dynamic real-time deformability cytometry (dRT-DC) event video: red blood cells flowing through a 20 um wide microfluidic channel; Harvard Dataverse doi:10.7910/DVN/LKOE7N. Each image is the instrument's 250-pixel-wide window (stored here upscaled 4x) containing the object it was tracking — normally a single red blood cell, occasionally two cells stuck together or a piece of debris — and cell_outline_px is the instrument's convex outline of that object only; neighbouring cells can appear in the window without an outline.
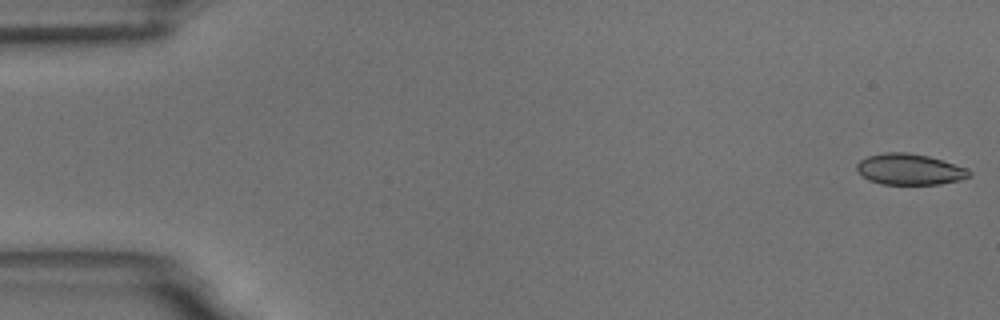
{"species": "common noctule bat (a hibernating species)", "species_latin": "Nyctalus noctula", "temperature_condition": "room temperature", "stored_images_in_passage": 56, "camera_frame_rate_fps": 3000, "um_per_image_px": 0.085, "animal": {"sex": "male", "body_mass_g": 18.8}, "frame": {"image": 1, "passage_image": 1, "time_ms": 0.0, "image_size_px": [1000, 320], "cell_outline_px": [[972, 176], [960, 180], [940, 184], [880, 184], [868, 180], [856, 168], [856, 164], [860, 160], [868, 156], [884, 152], [908, 152], [928, 156], [968, 168], [972, 172]], "centroid_in_image_um": [77.34, 14.39], "position_along_channel_um": 7.7, "area_um2": 20.4}}
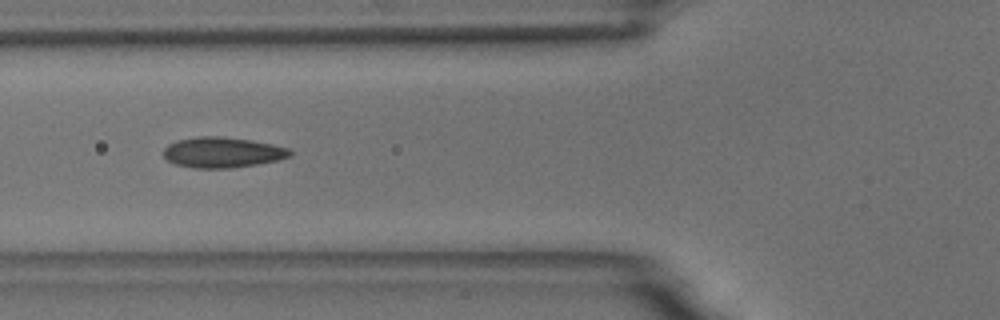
{"frame": {"image": 2, "passage_image": 21, "time_ms": 6.667, "image_size_px": [1000, 320], "cell_outline_px": [[292, 156], [276, 160], [256, 164], [232, 168], [196, 168], [176, 164], [168, 160], [164, 156], [164, 148], [168, 144], [176, 140], [200, 136], [224, 136], [252, 140], [272, 144], [288, 148], [292, 152]], "centroid_in_image_um": [18.91, 12.94], "position_along_channel_um": 106.9, "area_um2": 22.48}}
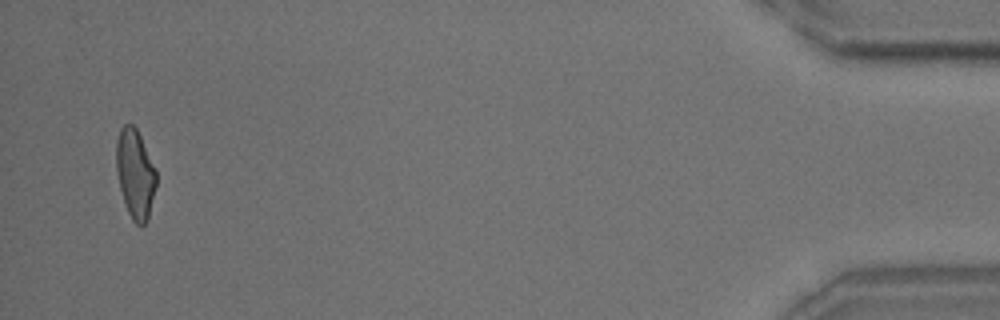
{"frame": {"image": 3, "passage_image": 54, "time_ms": 17.667, "image_size_px": [1000, 320], "cell_outline_px": [[156, 184], [148, 220], [140, 228], [132, 220], [128, 212], [120, 188], [116, 172], [116, 140], [120, 128], [124, 124], [132, 124], [136, 128], [156, 168]], "centroid_in_image_um": [11.49, 14.78], "position_along_channel_um": 423.7, "area_um2": 20.87}, "authors_computed_cell_mechanics": {"area_um2": 21.1548, "velocity_mm_per_s": 3.6334, "shape_relaxation_time_tau1_ms": 8.3354, "shape_relaxation_time_tau2_ms": 1.6059, "deformation_change_tau1": 0.194, "deformation_change_tau2": 0.0706}}